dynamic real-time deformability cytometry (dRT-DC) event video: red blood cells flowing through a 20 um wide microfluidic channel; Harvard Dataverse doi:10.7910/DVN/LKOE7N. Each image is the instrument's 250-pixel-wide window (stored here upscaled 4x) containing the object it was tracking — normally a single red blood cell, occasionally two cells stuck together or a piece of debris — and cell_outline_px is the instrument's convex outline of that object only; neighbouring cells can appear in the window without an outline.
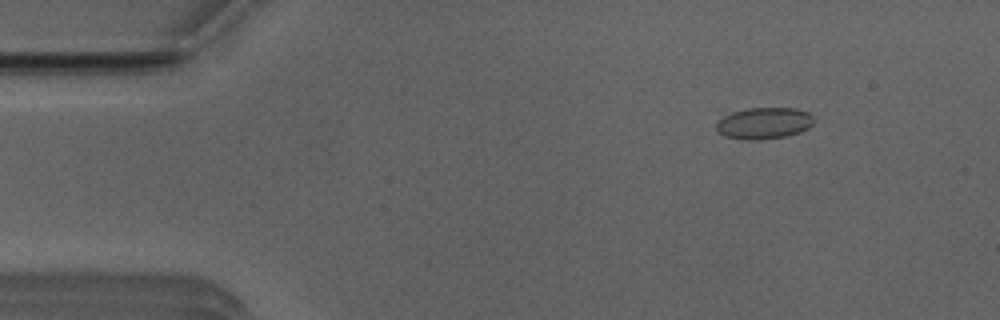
{"species": "Egyptian fruit bat (a non-hibernating species)", "species_latin": "Rousettus aegyptiacus", "temperature_condition": "room temperature", "stored_images_in_passage": 51, "camera_frame_rate_fps": 3000, "um_per_image_px": 0.085, "animal": {"sex": "male"}, "frame": {"image": 1, "passage_image": 6, "time_ms": 1.667, "image_size_px": [1000, 320], "cell_outline_px": [[812, 124], [808, 128], [800, 132], [788, 136], [760, 140], [744, 140], [724, 136], [716, 132], [716, 120], [720, 108], [796, 108], [808, 112], [812, 116]], "centroid_in_image_um": [64.74, 10.43], "position_along_channel_um": 20.3, "area_um2": 19.13}}
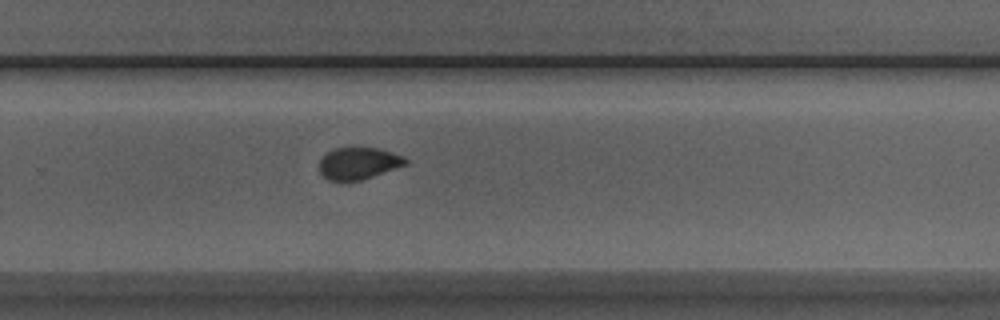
{"frame": {"image": 2, "passage_image": 33, "time_ms": 10.667, "image_size_px": [1000, 320], "cell_outline_px": [[408, 164], [360, 180], [328, 180], [320, 172], [320, 160], [328, 152], [336, 148], [348, 144], [376, 148], [392, 152], [404, 156], [408, 160]], "centroid_in_image_um": [30.49, 13.82], "position_along_channel_um": 299.3, "area_um2": 16.3}}
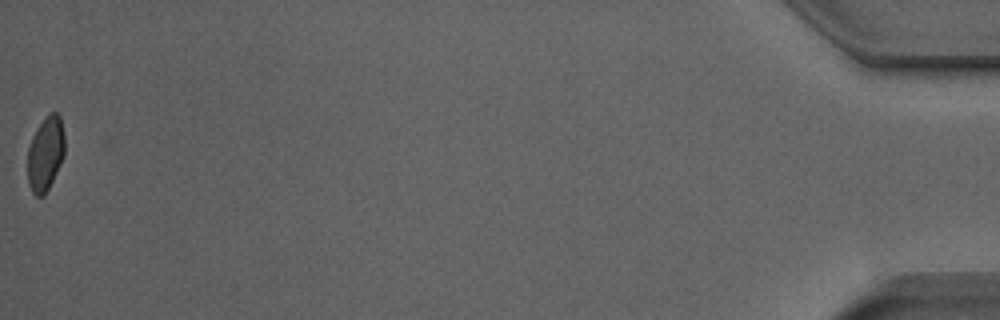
{"frame": {"image": 3, "passage_image": 51, "time_ms": 16.667, "image_size_px": [1000, 320], "cell_outline_px": [[64, 156], [44, 196], [36, 196], [32, 192], [28, 184], [28, 148], [32, 136], [48, 112], [56, 112], [60, 116], [64, 136]], "centroid_in_image_um": [3.86, 13.05], "position_along_channel_um": 431.3, "area_um2": 15.95}, "authors_computed_cell_mechanics": {"area_um2": 17.2822, "velocity_mm_per_s": 3.99, "shape_relaxation_time_tau1_ms": 5.8392, "shape_relaxation_time_tau2_ms": 1.0701, "deformation_change_tau1": 0.1093, "deformation_change_tau2": 0.058}}